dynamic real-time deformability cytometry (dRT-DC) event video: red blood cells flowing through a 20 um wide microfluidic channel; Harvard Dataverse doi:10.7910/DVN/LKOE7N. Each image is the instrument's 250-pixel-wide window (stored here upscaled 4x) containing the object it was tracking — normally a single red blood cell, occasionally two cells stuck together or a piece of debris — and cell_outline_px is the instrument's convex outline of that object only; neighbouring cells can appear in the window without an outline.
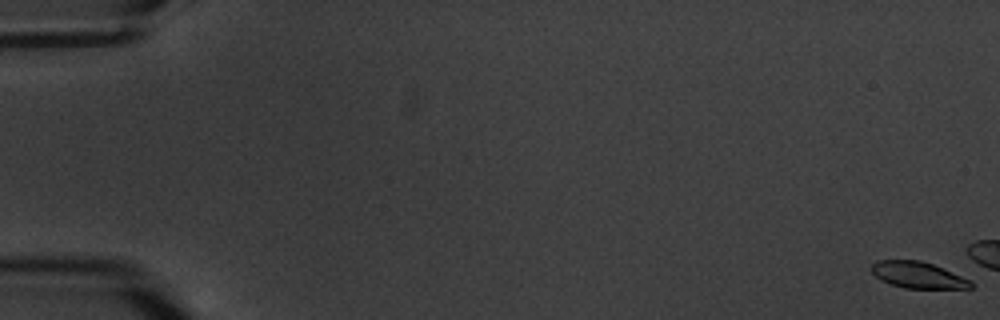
{"species": "common noctule bat (a hibernating species)", "species_latin": "Nyctalus noctula", "temperature_condition": "warm", "stored_images_in_passage": 4, "camera_frame_rate_fps": 3000, "um_per_image_px": 0.085, "animal": {"sex": "male", "body_mass_g": 20.1, "forearm_length_mm": 53.5}, "frame": {"image": 1, "passage_image": 1, "time_ms": 0.0, "image_size_px": [1000, 320], "cell_outline_px": [[972, 288], [904, 288], [880, 280], [872, 272], [872, 264], [876, 260], [920, 260], [932, 264], [972, 280]], "centroid_in_image_um": [78.02, 23.37], "position_along_channel_um": 7.0, "area_um2": 15.14}}